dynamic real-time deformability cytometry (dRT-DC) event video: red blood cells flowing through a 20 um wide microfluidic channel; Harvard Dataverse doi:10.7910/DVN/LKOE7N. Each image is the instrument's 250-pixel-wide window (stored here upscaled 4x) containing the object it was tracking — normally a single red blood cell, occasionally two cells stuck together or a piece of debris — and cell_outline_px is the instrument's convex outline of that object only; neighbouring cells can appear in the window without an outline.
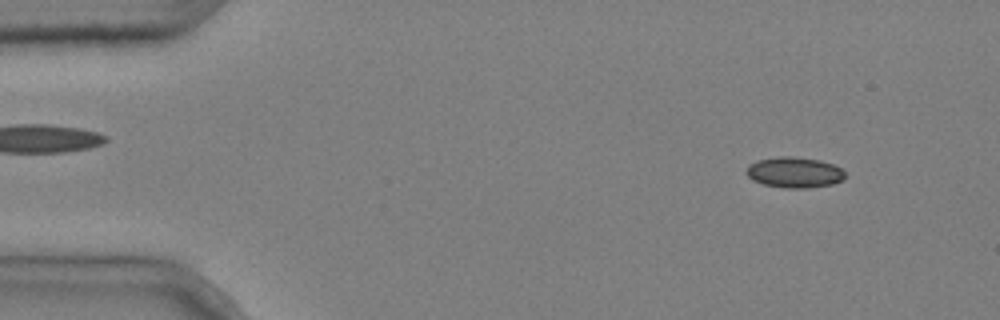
{"species": "common noctule bat (a hibernating species)", "species_latin": "Nyctalus noctula", "temperature_condition": "cold", "stored_images_in_passage": 4, "camera_frame_rate_fps": 3000, "um_per_image_px": 0.085, "animal": {"sex": "male", "body_mass_g": 20.4}, "frame": {"image": 1, "passage_image": 1, "time_ms": 0.0, "image_size_px": [1000, 320], "cell_outline_px": [[844, 180], [832, 184], [808, 188], [784, 188], [764, 184], [752, 180], [744, 172], [748, 164], [760, 160], [780, 156], [788, 156], [820, 160], [832, 164], [840, 168], [844, 172]], "centroid_in_image_um": [67.5, 14.66], "position_along_channel_um": 17.5, "area_um2": 17.63}}
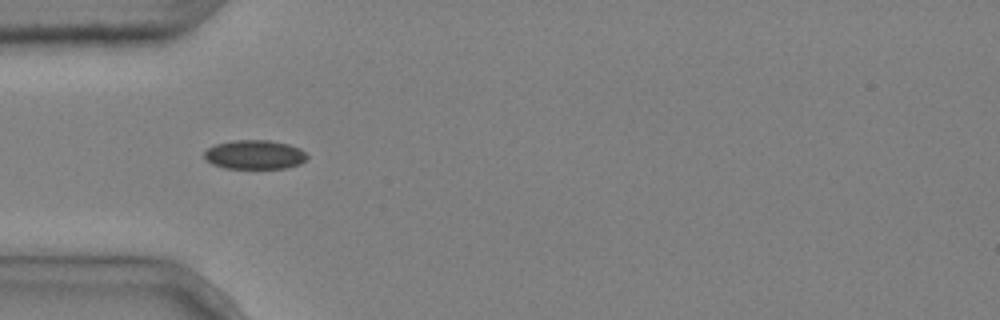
{"frame": {"image": 2, "passage_image": 4, "time_ms": 1.0, "image_size_px": [1000, 320], "cell_outline_px": [[308, 156], [300, 164], [284, 168], [224, 168], [212, 164], [204, 160], [204, 152], [208, 148], [216, 144], [232, 140], [268, 140], [288, 144], [300, 148]], "centroid_in_image_um": [21.61, 13.14], "position_along_channel_um": 63.4, "area_um2": 17.46}}